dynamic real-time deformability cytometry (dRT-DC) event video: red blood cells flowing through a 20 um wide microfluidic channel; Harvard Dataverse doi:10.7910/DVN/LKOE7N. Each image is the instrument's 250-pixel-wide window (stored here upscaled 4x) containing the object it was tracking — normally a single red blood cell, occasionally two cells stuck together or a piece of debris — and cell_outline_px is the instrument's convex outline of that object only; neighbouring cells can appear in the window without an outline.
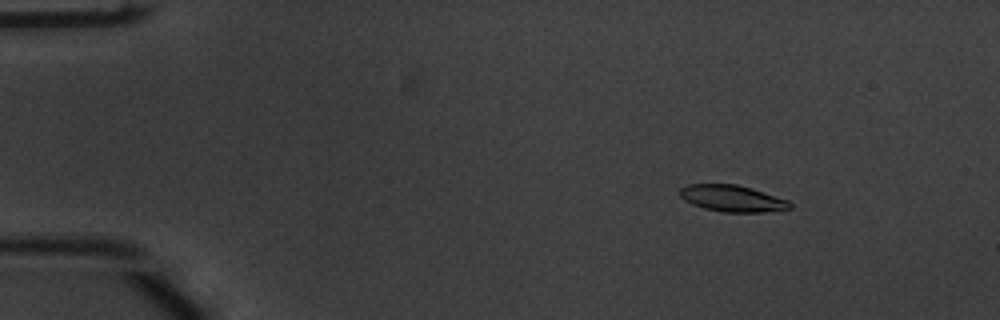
{"species": "common noctule bat (a hibernating species)", "species_latin": "Nyctalus noctula", "temperature_condition": "warm", "stored_images_in_passage": 53, "camera_frame_rate_fps": 3000, "um_per_image_px": 0.085, "animal": {"sex": "male", "body_mass_g": 20.1, "forearm_length_mm": 53.5}, "frame": {"image": 1, "passage_image": 8, "time_ms": 2.333, "image_size_px": [1000, 320], "cell_outline_px": [[792, 208], [764, 212], [724, 212], [704, 208], [692, 204], [684, 200], [680, 196], [680, 188], [688, 184], [736, 184], [752, 188], [788, 200], [792, 204]], "centroid_in_image_um": [62.24, 16.86], "position_along_channel_um": 22.8, "area_um2": 16.99}}
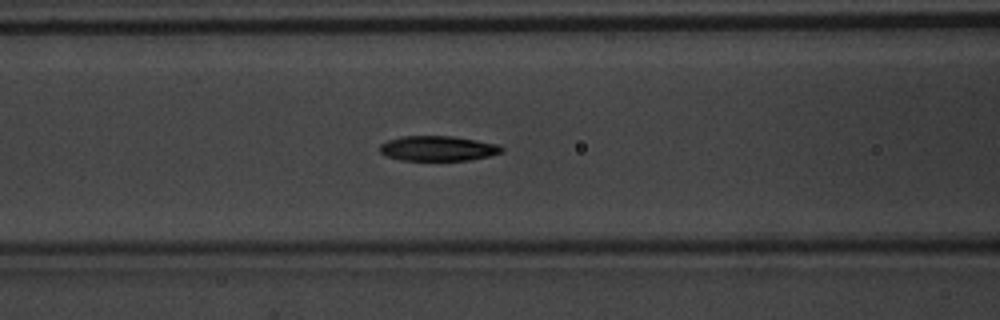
{"frame": {"image": 2, "passage_image": 23, "time_ms": 7.333, "image_size_px": [1000, 320], "cell_outline_px": [[504, 152], [488, 156], [468, 160], [400, 160], [384, 156], [380, 152], [380, 144], [388, 140], [404, 136], [452, 136], [476, 140], [496, 144], [504, 148]], "centroid_in_image_um": [37.2, 12.62], "position_along_channel_um": 129.4, "area_um2": 17.74}}
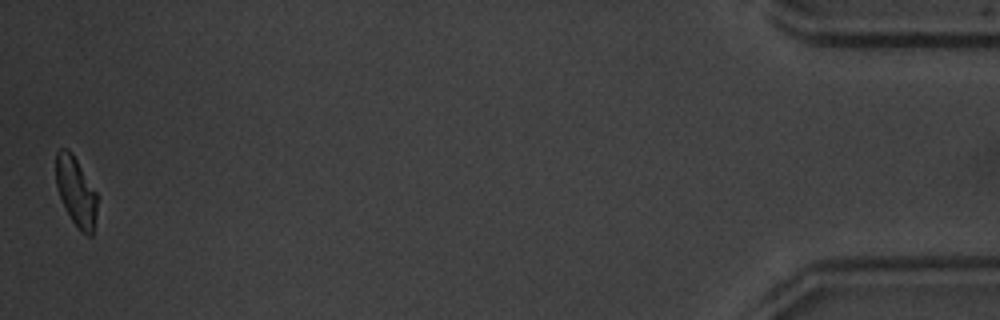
{"frame": {"image": 3, "passage_image": 53, "time_ms": 17.333, "image_size_px": [1000, 320], "cell_outline_px": [[96, 216], [92, 236], [88, 236], [80, 232], [76, 228], [60, 196], [56, 184], [56, 152], [60, 148], [68, 148], [72, 152], [96, 192]], "centroid_in_image_um": [6.45, 16.28], "position_along_channel_um": 428.7, "area_um2": 16.47}, "authors_computed_cell_mechanics": {"area_um2": 18.0336, "velocity_mm_per_s": 3.8654, "shape_relaxation_time_tau1_ms": 1.9455, "shape_relaxation_time_tau2_ms": 5.4116, "deformation_change_tau1": 0.1373, "deformation_change_tau2": 0.1111}}